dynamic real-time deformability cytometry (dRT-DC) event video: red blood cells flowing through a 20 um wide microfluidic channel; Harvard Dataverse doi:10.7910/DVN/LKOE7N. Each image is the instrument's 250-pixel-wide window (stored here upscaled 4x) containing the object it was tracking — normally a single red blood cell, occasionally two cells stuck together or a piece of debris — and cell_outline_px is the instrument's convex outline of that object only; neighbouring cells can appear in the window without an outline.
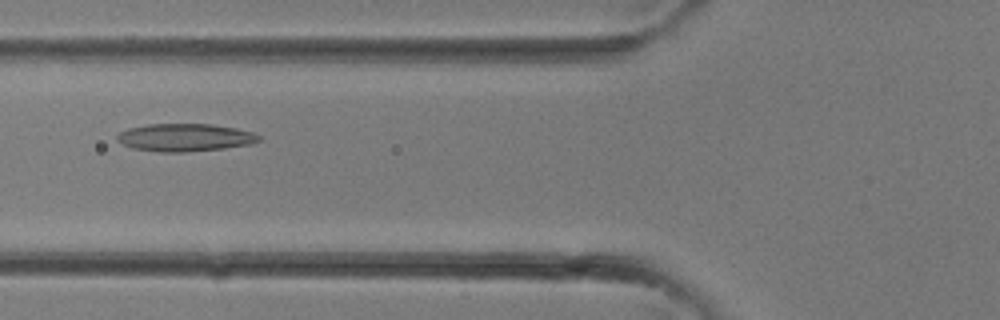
{"species": "common noctule bat (a hibernating species)", "species_latin": "Nyctalus noctula", "temperature_condition": "room temperature", "stored_images_in_passage": 32, "camera_frame_rate_fps": 3000, "um_per_image_px": 0.085, "animal": {"sex": "female"}, "frame": {"image": 1, "passage_image": 12, "time_ms": 3.667, "image_size_px": [1000, 320], "cell_outline_px": [[260, 140], [252, 144], [224, 148], [188, 152], [160, 152], [132, 148], [116, 140], [116, 136], [120, 132], [128, 128], [148, 124], [212, 124], [236, 128], [252, 132], [260, 136]], "centroid_in_image_um": [15.72, 11.69], "position_along_channel_um": 110.1, "area_um2": 22.95}}
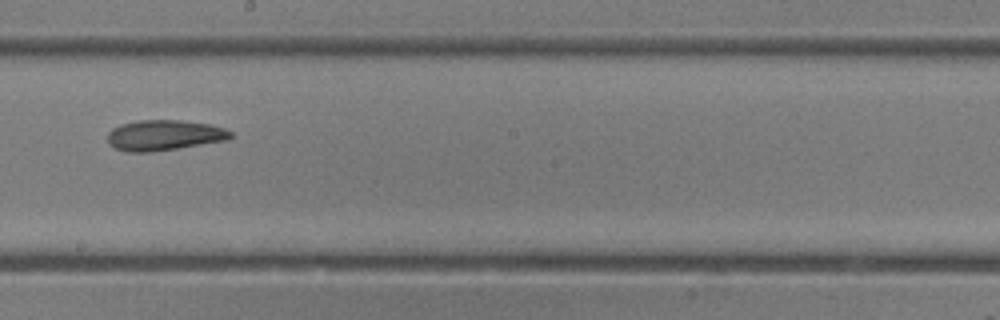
{"frame": {"image": 2, "passage_image": 18, "time_ms": 5.667, "image_size_px": [1000, 320], "cell_outline_px": [[232, 136], [228, 140], [176, 148], [148, 152], [128, 152], [116, 148], [108, 144], [108, 132], [112, 128], [120, 124], [140, 120], [180, 120], [212, 124], [224, 128], [232, 132]], "centroid_in_image_um": [13.95, 11.48], "position_along_channel_um": 234.2, "area_um2": 21.85}}
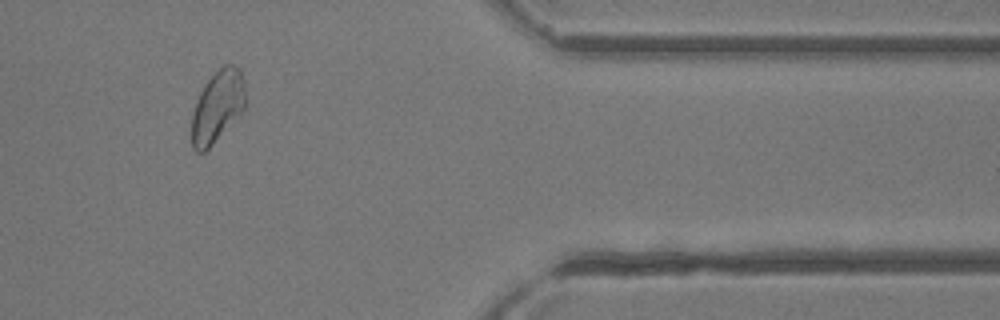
{"frame": {"image": 3, "passage_image": 27, "time_ms": 8.667, "image_size_px": [1000, 320], "cell_outline_px": [[244, 108], [212, 144], [204, 152], [196, 152], [192, 148], [192, 112], [196, 100], [204, 84], [224, 64], [232, 64], [240, 68], [244, 80]], "centroid_in_image_um": [18.46, 9.03], "position_along_channel_um": 392.9, "area_um2": 22.08}}